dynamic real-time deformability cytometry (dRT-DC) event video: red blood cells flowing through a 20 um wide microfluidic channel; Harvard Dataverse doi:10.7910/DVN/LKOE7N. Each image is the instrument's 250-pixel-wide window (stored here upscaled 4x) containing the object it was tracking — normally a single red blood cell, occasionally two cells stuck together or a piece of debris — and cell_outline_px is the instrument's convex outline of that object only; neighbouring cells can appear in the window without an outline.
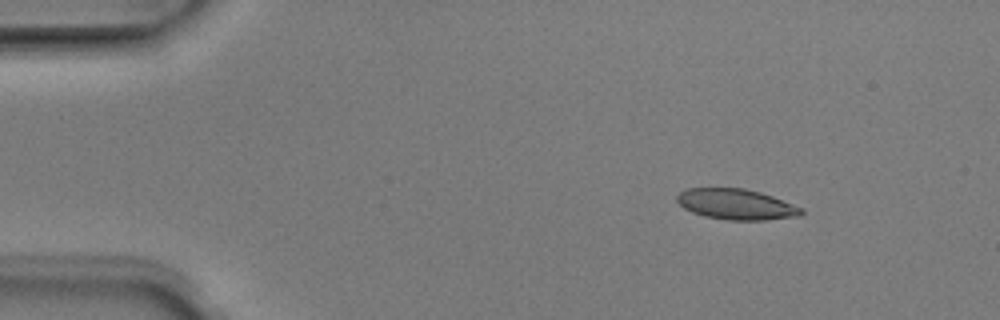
{"species": "Egyptian fruit bat (a non-hibernating species)", "species_latin": "Rousettus aegyptiacus", "temperature_condition": "room temperature", "stored_images_in_passage": 5, "camera_frame_rate_fps": 3000, "um_per_image_px": 0.085, "animal": {"sex": "male"}, "frame": {"image": 1, "passage_image": 3, "time_ms": 0.667, "image_size_px": [1000, 320], "cell_outline_px": [[804, 212], [800, 216], [768, 220], [728, 220], [704, 216], [692, 212], [684, 208], [676, 200], [676, 196], [680, 192], [688, 188], [744, 188], [760, 192], [772, 196], [804, 208]], "centroid_in_image_um": [62.6, 17.37], "position_along_channel_um": 22.4, "area_um2": 22.31}}